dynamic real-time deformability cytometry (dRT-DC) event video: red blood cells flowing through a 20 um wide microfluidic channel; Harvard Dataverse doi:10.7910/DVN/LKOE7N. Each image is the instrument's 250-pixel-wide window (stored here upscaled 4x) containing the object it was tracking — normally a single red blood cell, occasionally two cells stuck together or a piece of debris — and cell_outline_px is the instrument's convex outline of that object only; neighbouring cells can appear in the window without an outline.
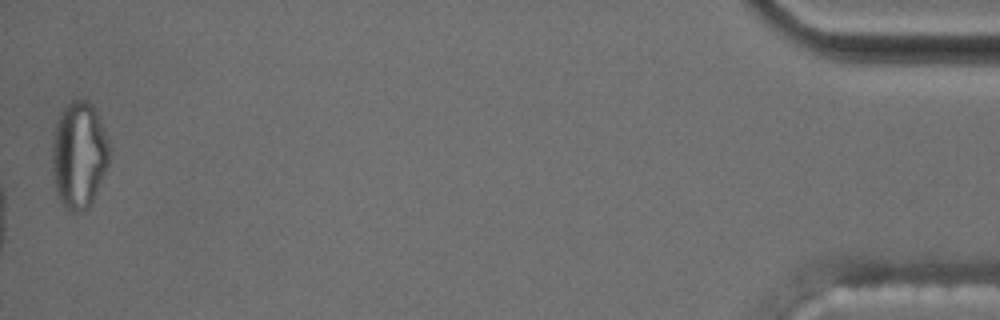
{"species": "common noctule bat (a hibernating species)", "species_latin": "Nyctalus noctula", "temperature_condition": "cold", "stored_images_in_passage": 43, "camera_frame_rate_fps": 3000, "um_per_image_px": 0.085, "animal": {"sex": "male", "body_mass_g": 17.5, "forearm_length_mm": 52.3}, "frame": {"image": 1, "passage_image": 43, "time_ms": 14.0, "image_size_px": [1000, 320], "cell_outline_px": [[108, 164], [96, 192], [88, 208], [76, 212], [72, 212], [64, 204], [56, 188], [52, 168], [52, 144], [56, 124], [60, 112], [72, 100], [88, 100], [92, 104], [96, 112], [108, 140]], "centroid_in_image_um": [6.7, 13.13], "position_along_channel_um": 428.5, "area_um2": 34.8}, "authors_computed_cell_mechanics": {"area_um2": 21.2704, "velocity_mm_per_s": 3.5521, "shape_relaxation_time_tau1_ms": null, "shape_relaxation_time_tau2_ms": 4.4215, "deformation_change_tau1": null, "deformation_change_tau2": 0.1189}}